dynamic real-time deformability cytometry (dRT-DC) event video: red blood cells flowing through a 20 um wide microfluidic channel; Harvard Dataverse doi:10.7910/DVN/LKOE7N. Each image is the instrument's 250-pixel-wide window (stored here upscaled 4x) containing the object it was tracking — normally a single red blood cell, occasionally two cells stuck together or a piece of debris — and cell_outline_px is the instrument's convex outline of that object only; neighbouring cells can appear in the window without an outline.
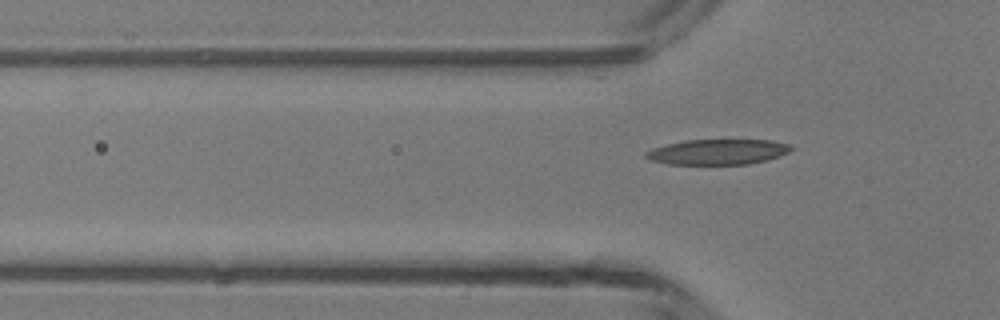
{"species": "common noctule bat (a hibernating species)", "species_latin": "Nyctalus noctula", "temperature_condition": "room temperature", "stored_images_in_passage": 5, "camera_frame_rate_fps": 3000, "um_per_image_px": 0.085, "animal": {"sex": "male", "body_mass_g": 13.3}, "frame": {"image": 1, "passage_image": 5, "time_ms": 4.667, "image_size_px": [1000, 320], "cell_outline_px": [[792, 148], [788, 152], [768, 160], [748, 164], [668, 164], [648, 160], [644, 156], [644, 152], [652, 148], [684, 140], [772, 140], [788, 144]], "centroid_in_image_um": [60.96, 12.91], "position_along_channel_um": 64.8, "area_um2": 21.44}}